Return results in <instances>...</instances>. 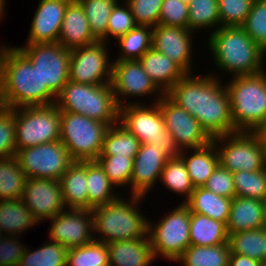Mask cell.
<instances>
[{"mask_svg": "<svg viewBox=\"0 0 266 266\" xmlns=\"http://www.w3.org/2000/svg\"><path fill=\"white\" fill-rule=\"evenodd\" d=\"M263 227H266V223L262 200L238 196L232 198L226 224L228 235Z\"/></svg>", "mask_w": 266, "mask_h": 266, "instance_id": "obj_23", "label": "cell"}, {"mask_svg": "<svg viewBox=\"0 0 266 266\" xmlns=\"http://www.w3.org/2000/svg\"><path fill=\"white\" fill-rule=\"evenodd\" d=\"M16 238L6 235L0 241V263L4 266H19L26 247Z\"/></svg>", "mask_w": 266, "mask_h": 266, "instance_id": "obj_51", "label": "cell"}, {"mask_svg": "<svg viewBox=\"0 0 266 266\" xmlns=\"http://www.w3.org/2000/svg\"><path fill=\"white\" fill-rule=\"evenodd\" d=\"M189 5L181 0H163L159 24L188 29Z\"/></svg>", "mask_w": 266, "mask_h": 266, "instance_id": "obj_49", "label": "cell"}, {"mask_svg": "<svg viewBox=\"0 0 266 266\" xmlns=\"http://www.w3.org/2000/svg\"><path fill=\"white\" fill-rule=\"evenodd\" d=\"M107 45L106 42L97 41L71 49L69 80L87 85L111 83L112 63L108 60Z\"/></svg>", "mask_w": 266, "mask_h": 266, "instance_id": "obj_14", "label": "cell"}, {"mask_svg": "<svg viewBox=\"0 0 266 266\" xmlns=\"http://www.w3.org/2000/svg\"><path fill=\"white\" fill-rule=\"evenodd\" d=\"M263 204H264V218L266 223V197L263 199Z\"/></svg>", "mask_w": 266, "mask_h": 266, "instance_id": "obj_55", "label": "cell"}, {"mask_svg": "<svg viewBox=\"0 0 266 266\" xmlns=\"http://www.w3.org/2000/svg\"><path fill=\"white\" fill-rule=\"evenodd\" d=\"M88 19L90 31L97 41L107 43V24L112 8L119 0H77Z\"/></svg>", "mask_w": 266, "mask_h": 266, "instance_id": "obj_37", "label": "cell"}, {"mask_svg": "<svg viewBox=\"0 0 266 266\" xmlns=\"http://www.w3.org/2000/svg\"><path fill=\"white\" fill-rule=\"evenodd\" d=\"M232 198L219 196L204 187H196L185 204L191 213L206 215L227 224Z\"/></svg>", "mask_w": 266, "mask_h": 266, "instance_id": "obj_28", "label": "cell"}, {"mask_svg": "<svg viewBox=\"0 0 266 266\" xmlns=\"http://www.w3.org/2000/svg\"><path fill=\"white\" fill-rule=\"evenodd\" d=\"M203 187L219 196L228 198H234L236 196L232 172L223 168L220 164Z\"/></svg>", "mask_w": 266, "mask_h": 266, "instance_id": "obj_50", "label": "cell"}, {"mask_svg": "<svg viewBox=\"0 0 266 266\" xmlns=\"http://www.w3.org/2000/svg\"><path fill=\"white\" fill-rule=\"evenodd\" d=\"M188 150H181L179 156L186 165L188 175L194 188L203 187L208 178L219 165V154L213 141L200 147L189 149L193 154L186 155ZM185 153V154H184Z\"/></svg>", "mask_w": 266, "mask_h": 266, "instance_id": "obj_26", "label": "cell"}, {"mask_svg": "<svg viewBox=\"0 0 266 266\" xmlns=\"http://www.w3.org/2000/svg\"><path fill=\"white\" fill-rule=\"evenodd\" d=\"M230 253L228 243L217 246L190 245L175 262L183 266H228Z\"/></svg>", "mask_w": 266, "mask_h": 266, "instance_id": "obj_34", "label": "cell"}, {"mask_svg": "<svg viewBox=\"0 0 266 266\" xmlns=\"http://www.w3.org/2000/svg\"><path fill=\"white\" fill-rule=\"evenodd\" d=\"M165 94L195 117L212 139L238 132L231 117L229 94L219 77L186 74Z\"/></svg>", "mask_w": 266, "mask_h": 266, "instance_id": "obj_1", "label": "cell"}, {"mask_svg": "<svg viewBox=\"0 0 266 266\" xmlns=\"http://www.w3.org/2000/svg\"><path fill=\"white\" fill-rule=\"evenodd\" d=\"M38 223L21 198L0 200V230L3 234L18 237Z\"/></svg>", "mask_w": 266, "mask_h": 266, "instance_id": "obj_30", "label": "cell"}, {"mask_svg": "<svg viewBox=\"0 0 266 266\" xmlns=\"http://www.w3.org/2000/svg\"><path fill=\"white\" fill-rule=\"evenodd\" d=\"M115 187L130 185L134 159L129 157L98 156L95 160Z\"/></svg>", "mask_w": 266, "mask_h": 266, "instance_id": "obj_43", "label": "cell"}, {"mask_svg": "<svg viewBox=\"0 0 266 266\" xmlns=\"http://www.w3.org/2000/svg\"><path fill=\"white\" fill-rule=\"evenodd\" d=\"M254 0H218L221 27L241 26L251 11Z\"/></svg>", "mask_w": 266, "mask_h": 266, "instance_id": "obj_45", "label": "cell"}, {"mask_svg": "<svg viewBox=\"0 0 266 266\" xmlns=\"http://www.w3.org/2000/svg\"><path fill=\"white\" fill-rule=\"evenodd\" d=\"M191 212L182 201L171 213L155 223L148 220L147 236L155 257L162 256L166 260L176 261L190 246Z\"/></svg>", "mask_w": 266, "mask_h": 266, "instance_id": "obj_10", "label": "cell"}, {"mask_svg": "<svg viewBox=\"0 0 266 266\" xmlns=\"http://www.w3.org/2000/svg\"><path fill=\"white\" fill-rule=\"evenodd\" d=\"M261 262L239 254H230L228 266H261Z\"/></svg>", "mask_w": 266, "mask_h": 266, "instance_id": "obj_52", "label": "cell"}, {"mask_svg": "<svg viewBox=\"0 0 266 266\" xmlns=\"http://www.w3.org/2000/svg\"><path fill=\"white\" fill-rule=\"evenodd\" d=\"M193 32L187 28L158 24L153 27L152 47L177 63L187 74H192Z\"/></svg>", "mask_w": 266, "mask_h": 266, "instance_id": "obj_20", "label": "cell"}, {"mask_svg": "<svg viewBox=\"0 0 266 266\" xmlns=\"http://www.w3.org/2000/svg\"><path fill=\"white\" fill-rule=\"evenodd\" d=\"M153 27L136 25L127 34L116 41L120 47V56L117 60H139L145 52L152 48Z\"/></svg>", "mask_w": 266, "mask_h": 266, "instance_id": "obj_36", "label": "cell"}, {"mask_svg": "<svg viewBox=\"0 0 266 266\" xmlns=\"http://www.w3.org/2000/svg\"><path fill=\"white\" fill-rule=\"evenodd\" d=\"M96 42L81 4L77 0H71L64 12L58 43L71 50Z\"/></svg>", "mask_w": 266, "mask_h": 266, "instance_id": "obj_22", "label": "cell"}, {"mask_svg": "<svg viewBox=\"0 0 266 266\" xmlns=\"http://www.w3.org/2000/svg\"><path fill=\"white\" fill-rule=\"evenodd\" d=\"M261 266H266V262L262 263Z\"/></svg>", "mask_w": 266, "mask_h": 266, "instance_id": "obj_60", "label": "cell"}, {"mask_svg": "<svg viewBox=\"0 0 266 266\" xmlns=\"http://www.w3.org/2000/svg\"><path fill=\"white\" fill-rule=\"evenodd\" d=\"M138 101L119 107V123L133 134L141 144H155L162 147L169 157L179 156L172 134L166 129L158 102L149 107Z\"/></svg>", "mask_w": 266, "mask_h": 266, "instance_id": "obj_7", "label": "cell"}, {"mask_svg": "<svg viewBox=\"0 0 266 266\" xmlns=\"http://www.w3.org/2000/svg\"><path fill=\"white\" fill-rule=\"evenodd\" d=\"M4 236L2 235V231L0 230V241L2 240Z\"/></svg>", "mask_w": 266, "mask_h": 266, "instance_id": "obj_57", "label": "cell"}, {"mask_svg": "<svg viewBox=\"0 0 266 266\" xmlns=\"http://www.w3.org/2000/svg\"><path fill=\"white\" fill-rule=\"evenodd\" d=\"M71 0H40L26 44L58 42L64 12Z\"/></svg>", "mask_w": 266, "mask_h": 266, "instance_id": "obj_21", "label": "cell"}, {"mask_svg": "<svg viewBox=\"0 0 266 266\" xmlns=\"http://www.w3.org/2000/svg\"><path fill=\"white\" fill-rule=\"evenodd\" d=\"M128 199L127 201L119 196L114 201L92 208L94 240L109 244L116 241L148 238V219L139 212L138 206L145 197L131 194Z\"/></svg>", "mask_w": 266, "mask_h": 266, "instance_id": "obj_4", "label": "cell"}, {"mask_svg": "<svg viewBox=\"0 0 266 266\" xmlns=\"http://www.w3.org/2000/svg\"><path fill=\"white\" fill-rule=\"evenodd\" d=\"M108 127L84 115L60 111V142L74 161H95Z\"/></svg>", "mask_w": 266, "mask_h": 266, "instance_id": "obj_8", "label": "cell"}, {"mask_svg": "<svg viewBox=\"0 0 266 266\" xmlns=\"http://www.w3.org/2000/svg\"><path fill=\"white\" fill-rule=\"evenodd\" d=\"M241 28L266 52V3L254 0Z\"/></svg>", "mask_w": 266, "mask_h": 266, "instance_id": "obj_44", "label": "cell"}, {"mask_svg": "<svg viewBox=\"0 0 266 266\" xmlns=\"http://www.w3.org/2000/svg\"><path fill=\"white\" fill-rule=\"evenodd\" d=\"M139 61L164 94L187 74L177 63L153 47L145 52Z\"/></svg>", "mask_w": 266, "mask_h": 266, "instance_id": "obj_24", "label": "cell"}, {"mask_svg": "<svg viewBox=\"0 0 266 266\" xmlns=\"http://www.w3.org/2000/svg\"><path fill=\"white\" fill-rule=\"evenodd\" d=\"M163 0H131L127 2L137 25L155 27L159 24Z\"/></svg>", "mask_w": 266, "mask_h": 266, "instance_id": "obj_48", "label": "cell"}, {"mask_svg": "<svg viewBox=\"0 0 266 266\" xmlns=\"http://www.w3.org/2000/svg\"><path fill=\"white\" fill-rule=\"evenodd\" d=\"M43 245L34 251L26 247L19 266H66V247L52 241Z\"/></svg>", "mask_w": 266, "mask_h": 266, "instance_id": "obj_39", "label": "cell"}, {"mask_svg": "<svg viewBox=\"0 0 266 266\" xmlns=\"http://www.w3.org/2000/svg\"><path fill=\"white\" fill-rule=\"evenodd\" d=\"M160 182L176 194H185L184 203L195 189L188 175L187 168L180 156L169 158L161 172Z\"/></svg>", "mask_w": 266, "mask_h": 266, "instance_id": "obj_38", "label": "cell"}, {"mask_svg": "<svg viewBox=\"0 0 266 266\" xmlns=\"http://www.w3.org/2000/svg\"><path fill=\"white\" fill-rule=\"evenodd\" d=\"M15 157L27 179L46 178L59 181L74 162L60 140L20 149Z\"/></svg>", "mask_w": 266, "mask_h": 266, "instance_id": "obj_13", "label": "cell"}, {"mask_svg": "<svg viewBox=\"0 0 266 266\" xmlns=\"http://www.w3.org/2000/svg\"><path fill=\"white\" fill-rule=\"evenodd\" d=\"M209 34L208 47L217 67L231 76L255 75L264 71L266 52L241 26L219 27Z\"/></svg>", "mask_w": 266, "mask_h": 266, "instance_id": "obj_3", "label": "cell"}, {"mask_svg": "<svg viewBox=\"0 0 266 266\" xmlns=\"http://www.w3.org/2000/svg\"><path fill=\"white\" fill-rule=\"evenodd\" d=\"M183 1L185 4L189 5L193 0H181Z\"/></svg>", "mask_w": 266, "mask_h": 266, "instance_id": "obj_56", "label": "cell"}, {"mask_svg": "<svg viewBox=\"0 0 266 266\" xmlns=\"http://www.w3.org/2000/svg\"><path fill=\"white\" fill-rule=\"evenodd\" d=\"M236 196L262 200L266 197V169L232 173Z\"/></svg>", "mask_w": 266, "mask_h": 266, "instance_id": "obj_42", "label": "cell"}, {"mask_svg": "<svg viewBox=\"0 0 266 266\" xmlns=\"http://www.w3.org/2000/svg\"><path fill=\"white\" fill-rule=\"evenodd\" d=\"M215 26H217L215 28ZM220 25L218 0H193L189 4L188 29L196 32L202 28H215Z\"/></svg>", "mask_w": 266, "mask_h": 266, "instance_id": "obj_41", "label": "cell"}, {"mask_svg": "<svg viewBox=\"0 0 266 266\" xmlns=\"http://www.w3.org/2000/svg\"><path fill=\"white\" fill-rule=\"evenodd\" d=\"M5 0H0V19H1V21H2V18H3V16H4V8H5V6H6V4H5Z\"/></svg>", "mask_w": 266, "mask_h": 266, "instance_id": "obj_54", "label": "cell"}, {"mask_svg": "<svg viewBox=\"0 0 266 266\" xmlns=\"http://www.w3.org/2000/svg\"><path fill=\"white\" fill-rule=\"evenodd\" d=\"M16 152L60 140V111L55 104L14 109Z\"/></svg>", "mask_w": 266, "mask_h": 266, "instance_id": "obj_9", "label": "cell"}, {"mask_svg": "<svg viewBox=\"0 0 266 266\" xmlns=\"http://www.w3.org/2000/svg\"><path fill=\"white\" fill-rule=\"evenodd\" d=\"M16 155L14 109L0 106V158Z\"/></svg>", "mask_w": 266, "mask_h": 266, "instance_id": "obj_47", "label": "cell"}, {"mask_svg": "<svg viewBox=\"0 0 266 266\" xmlns=\"http://www.w3.org/2000/svg\"><path fill=\"white\" fill-rule=\"evenodd\" d=\"M56 96L42 87L37 69L15 47L0 48V106L19 108L55 104Z\"/></svg>", "mask_w": 266, "mask_h": 266, "instance_id": "obj_2", "label": "cell"}, {"mask_svg": "<svg viewBox=\"0 0 266 266\" xmlns=\"http://www.w3.org/2000/svg\"><path fill=\"white\" fill-rule=\"evenodd\" d=\"M86 184L88 210L114 201L119 196L113 193L115 186L96 161H86Z\"/></svg>", "mask_w": 266, "mask_h": 266, "instance_id": "obj_31", "label": "cell"}, {"mask_svg": "<svg viewBox=\"0 0 266 266\" xmlns=\"http://www.w3.org/2000/svg\"><path fill=\"white\" fill-rule=\"evenodd\" d=\"M50 221L49 241L57 242L67 249L80 247L94 240L92 210H64Z\"/></svg>", "mask_w": 266, "mask_h": 266, "instance_id": "obj_17", "label": "cell"}, {"mask_svg": "<svg viewBox=\"0 0 266 266\" xmlns=\"http://www.w3.org/2000/svg\"><path fill=\"white\" fill-rule=\"evenodd\" d=\"M231 117L237 131L256 132L266 122V71L228 81Z\"/></svg>", "mask_w": 266, "mask_h": 266, "instance_id": "obj_5", "label": "cell"}, {"mask_svg": "<svg viewBox=\"0 0 266 266\" xmlns=\"http://www.w3.org/2000/svg\"><path fill=\"white\" fill-rule=\"evenodd\" d=\"M168 159L162 147L150 143L141 144L134 158L130 193L145 197L157 184V180L160 181L161 172Z\"/></svg>", "mask_w": 266, "mask_h": 266, "instance_id": "obj_19", "label": "cell"}, {"mask_svg": "<svg viewBox=\"0 0 266 266\" xmlns=\"http://www.w3.org/2000/svg\"><path fill=\"white\" fill-rule=\"evenodd\" d=\"M158 104L165 127L172 134L175 145L180 151L200 148L212 142V138L197 119L174 103L166 94L158 100Z\"/></svg>", "mask_w": 266, "mask_h": 266, "instance_id": "obj_15", "label": "cell"}, {"mask_svg": "<svg viewBox=\"0 0 266 266\" xmlns=\"http://www.w3.org/2000/svg\"><path fill=\"white\" fill-rule=\"evenodd\" d=\"M189 235L190 245L193 246L226 244L229 237L224 222L197 213H191Z\"/></svg>", "mask_w": 266, "mask_h": 266, "instance_id": "obj_29", "label": "cell"}, {"mask_svg": "<svg viewBox=\"0 0 266 266\" xmlns=\"http://www.w3.org/2000/svg\"><path fill=\"white\" fill-rule=\"evenodd\" d=\"M141 142L119 122L109 126L103 138V147L99 156L135 158Z\"/></svg>", "mask_w": 266, "mask_h": 266, "instance_id": "obj_32", "label": "cell"}, {"mask_svg": "<svg viewBox=\"0 0 266 266\" xmlns=\"http://www.w3.org/2000/svg\"><path fill=\"white\" fill-rule=\"evenodd\" d=\"M256 133L259 135L263 147L266 150V122L256 131Z\"/></svg>", "mask_w": 266, "mask_h": 266, "instance_id": "obj_53", "label": "cell"}, {"mask_svg": "<svg viewBox=\"0 0 266 266\" xmlns=\"http://www.w3.org/2000/svg\"><path fill=\"white\" fill-rule=\"evenodd\" d=\"M26 181L15 156L0 158V200L22 198Z\"/></svg>", "mask_w": 266, "mask_h": 266, "instance_id": "obj_35", "label": "cell"}, {"mask_svg": "<svg viewBox=\"0 0 266 266\" xmlns=\"http://www.w3.org/2000/svg\"><path fill=\"white\" fill-rule=\"evenodd\" d=\"M230 254H239L266 262V227L229 234Z\"/></svg>", "mask_w": 266, "mask_h": 266, "instance_id": "obj_33", "label": "cell"}, {"mask_svg": "<svg viewBox=\"0 0 266 266\" xmlns=\"http://www.w3.org/2000/svg\"><path fill=\"white\" fill-rule=\"evenodd\" d=\"M67 209L88 210L86 161H74L59 179Z\"/></svg>", "mask_w": 266, "mask_h": 266, "instance_id": "obj_27", "label": "cell"}, {"mask_svg": "<svg viewBox=\"0 0 266 266\" xmlns=\"http://www.w3.org/2000/svg\"><path fill=\"white\" fill-rule=\"evenodd\" d=\"M119 1L112 8L107 24V40L108 37H113L115 40L127 34L137 24L134 16L131 13L129 5L126 3L120 4Z\"/></svg>", "mask_w": 266, "mask_h": 266, "instance_id": "obj_46", "label": "cell"}, {"mask_svg": "<svg viewBox=\"0 0 266 266\" xmlns=\"http://www.w3.org/2000/svg\"><path fill=\"white\" fill-rule=\"evenodd\" d=\"M59 111L84 115L112 126L119 122V106L111 84L87 85L68 81L56 96Z\"/></svg>", "mask_w": 266, "mask_h": 266, "instance_id": "obj_6", "label": "cell"}, {"mask_svg": "<svg viewBox=\"0 0 266 266\" xmlns=\"http://www.w3.org/2000/svg\"><path fill=\"white\" fill-rule=\"evenodd\" d=\"M123 1H124L125 3H127V2H129V1H131V0H122V2H123Z\"/></svg>", "mask_w": 266, "mask_h": 266, "instance_id": "obj_58", "label": "cell"}, {"mask_svg": "<svg viewBox=\"0 0 266 266\" xmlns=\"http://www.w3.org/2000/svg\"><path fill=\"white\" fill-rule=\"evenodd\" d=\"M21 199L39 223L66 210L60 182L55 179H27Z\"/></svg>", "mask_w": 266, "mask_h": 266, "instance_id": "obj_18", "label": "cell"}, {"mask_svg": "<svg viewBox=\"0 0 266 266\" xmlns=\"http://www.w3.org/2000/svg\"><path fill=\"white\" fill-rule=\"evenodd\" d=\"M109 266H149L156 259L148 238L107 244Z\"/></svg>", "mask_w": 266, "mask_h": 266, "instance_id": "obj_25", "label": "cell"}, {"mask_svg": "<svg viewBox=\"0 0 266 266\" xmlns=\"http://www.w3.org/2000/svg\"><path fill=\"white\" fill-rule=\"evenodd\" d=\"M258 1H261V2H263V3H266V0H258Z\"/></svg>", "mask_w": 266, "mask_h": 266, "instance_id": "obj_59", "label": "cell"}, {"mask_svg": "<svg viewBox=\"0 0 266 266\" xmlns=\"http://www.w3.org/2000/svg\"><path fill=\"white\" fill-rule=\"evenodd\" d=\"M66 266H109L107 244L93 240L83 246L68 249Z\"/></svg>", "mask_w": 266, "mask_h": 266, "instance_id": "obj_40", "label": "cell"}, {"mask_svg": "<svg viewBox=\"0 0 266 266\" xmlns=\"http://www.w3.org/2000/svg\"><path fill=\"white\" fill-rule=\"evenodd\" d=\"M17 49L37 69L42 87L57 96L69 81L70 50L58 42L25 44Z\"/></svg>", "mask_w": 266, "mask_h": 266, "instance_id": "obj_12", "label": "cell"}, {"mask_svg": "<svg viewBox=\"0 0 266 266\" xmlns=\"http://www.w3.org/2000/svg\"><path fill=\"white\" fill-rule=\"evenodd\" d=\"M110 84L119 107L124 104L126 105L132 103L126 101L128 100L126 97L129 96H132L131 98H135V96L144 97L147 94H154L158 96H155V101L153 100V102H158V100L164 95V93L155 85V83L144 71V68L139 60L120 61L115 59L114 62L112 61ZM120 96L121 98H119Z\"/></svg>", "mask_w": 266, "mask_h": 266, "instance_id": "obj_16", "label": "cell"}, {"mask_svg": "<svg viewBox=\"0 0 266 266\" xmlns=\"http://www.w3.org/2000/svg\"><path fill=\"white\" fill-rule=\"evenodd\" d=\"M219 164L230 172L266 169V150L256 132L238 131L212 139Z\"/></svg>", "mask_w": 266, "mask_h": 266, "instance_id": "obj_11", "label": "cell"}]
</instances>
